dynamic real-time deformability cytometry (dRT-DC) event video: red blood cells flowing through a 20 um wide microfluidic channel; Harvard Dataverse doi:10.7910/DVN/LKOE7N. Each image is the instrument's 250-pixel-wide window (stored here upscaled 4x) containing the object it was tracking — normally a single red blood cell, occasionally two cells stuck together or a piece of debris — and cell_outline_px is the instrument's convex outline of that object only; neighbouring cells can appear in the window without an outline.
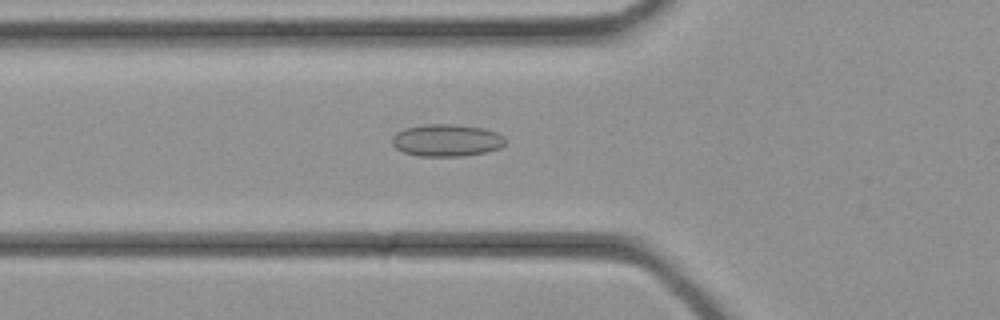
{"species": "common noctule bat (a hibernating species)", "species_latin": "Nyctalus noctula", "temperature_condition": "cold", "stored_images_in_passage": 31, "camera_frame_rate_fps": 3000, "um_per_image_px": 0.085, "animal": {"sex": "female", "body_mass_g": 21.9}, "frame": {"image": 1, "passage_image": 9, "time_ms": 2.667, "image_size_px": [1000, 320], "cell_outline_px": [[504, 144], [500, 148], [488, 152], [464, 156], [416, 156], [404, 152], [396, 148], [392, 144], [392, 136], [396, 132], [404, 128], [424, 124], [456, 124], [484, 128], [496, 132], [504, 136]], "centroid_in_image_um": [37.96, 11.92], "position_along_channel_um": 87.8, "area_um2": 21.5}}
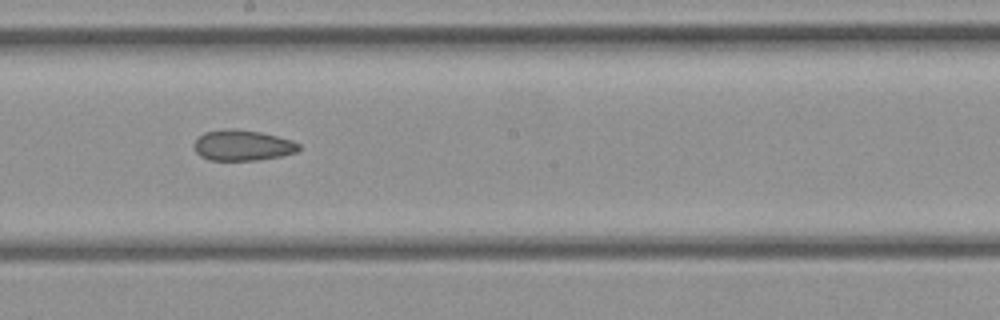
{"frame": {"image": 2, "passage_image": 16, "time_ms": 5.0, "image_size_px": [1000, 320], "cell_outline_px": [[300, 148], [296, 152], [280, 156], [256, 160], [208, 160], [200, 156], [196, 152], [192, 144], [204, 132], [232, 128], [236, 128], [260, 132], [292, 140], [300, 144]], "centroid_in_image_um": [20.59, 12.35], "position_along_channel_um": 227.6, "area_um2": 18.73}}
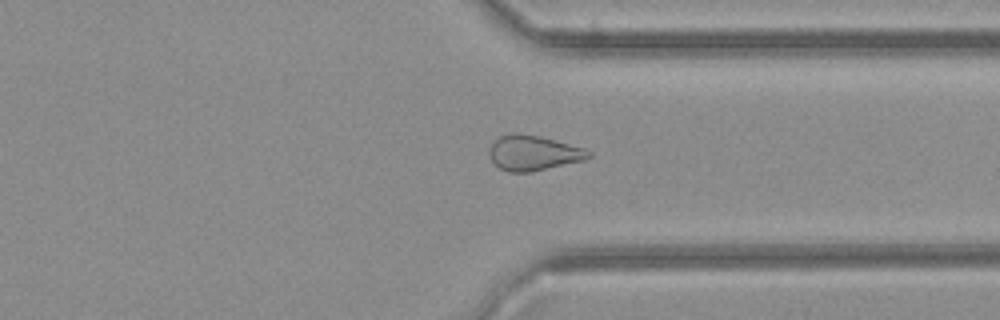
{"frame": {"image": 3, "passage_image": 23, "time_ms": 7.333, "image_size_px": [1000, 320], "cell_outline_px": [[592, 156], [584, 160], [532, 172], [508, 172], [500, 168], [492, 160], [488, 152], [492, 144], [500, 136], [540, 136], [584, 148], [592, 152]], "centroid_in_image_um": [45.39, 13.05], "position_along_channel_um": 366.0, "area_um2": 19.65}}